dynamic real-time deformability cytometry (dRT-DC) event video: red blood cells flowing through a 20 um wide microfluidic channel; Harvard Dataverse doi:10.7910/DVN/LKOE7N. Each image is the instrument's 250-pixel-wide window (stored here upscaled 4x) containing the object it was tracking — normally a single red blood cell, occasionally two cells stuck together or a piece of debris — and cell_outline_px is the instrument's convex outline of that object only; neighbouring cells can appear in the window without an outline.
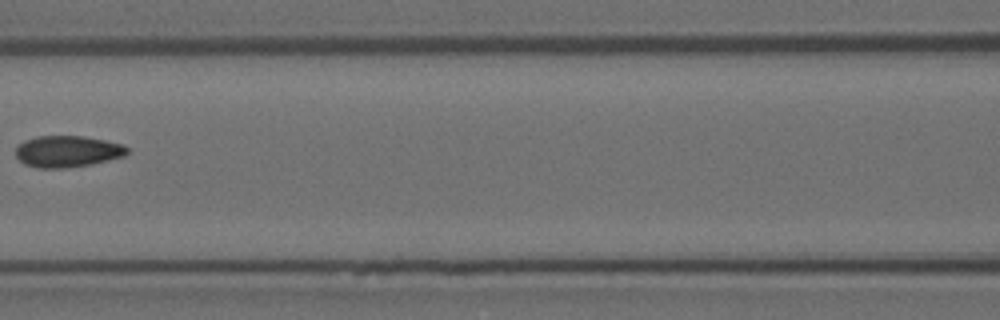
{"species": "Egyptian fruit bat (a non-hibernating species)", "species_latin": "Rousettus aegyptiacus", "temperature_condition": "room temperature", "stored_images_in_passage": 6, "camera_frame_rate_fps": 3000, "um_per_image_px": 0.085, "animal": {"sex": "female"}, "frame": {"image": 1, "passage_image": 5, "time_ms": 1.333, "image_size_px": [1000, 320], "cell_outline_px": [[128, 152], [124, 156], [88, 164], [64, 168], [36, 168], [24, 164], [16, 156], [16, 148], [24, 140], [36, 136], [84, 136], [124, 144], [128, 148]], "centroid_in_image_um": [5.71, 12.86], "position_along_channel_um": 160.9, "area_um2": 20.35}}
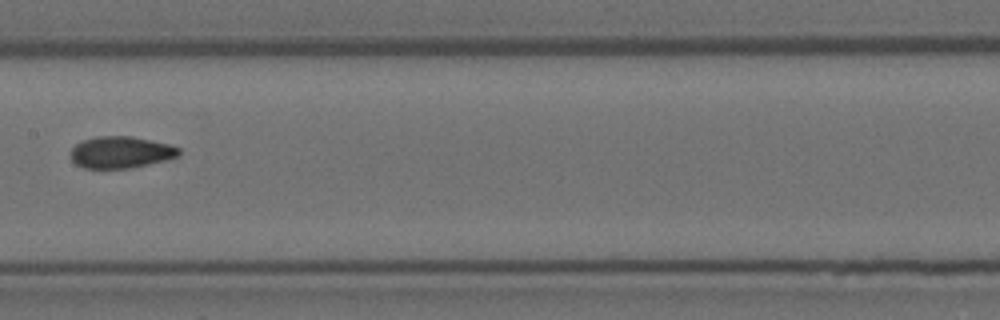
{"frame": {"image": 2, "passage_image": 6, "time_ms": 1.667, "image_size_px": [1000, 320], "cell_outline_px": [[180, 156], [132, 168], [84, 168], [76, 164], [72, 160], [72, 148], [76, 144], [84, 140], [96, 136], [132, 136], [168, 144], [180, 148]], "centroid_in_image_um": [10.28, 12.94], "position_along_channel_um": 197.1, "area_um2": 19.88}}